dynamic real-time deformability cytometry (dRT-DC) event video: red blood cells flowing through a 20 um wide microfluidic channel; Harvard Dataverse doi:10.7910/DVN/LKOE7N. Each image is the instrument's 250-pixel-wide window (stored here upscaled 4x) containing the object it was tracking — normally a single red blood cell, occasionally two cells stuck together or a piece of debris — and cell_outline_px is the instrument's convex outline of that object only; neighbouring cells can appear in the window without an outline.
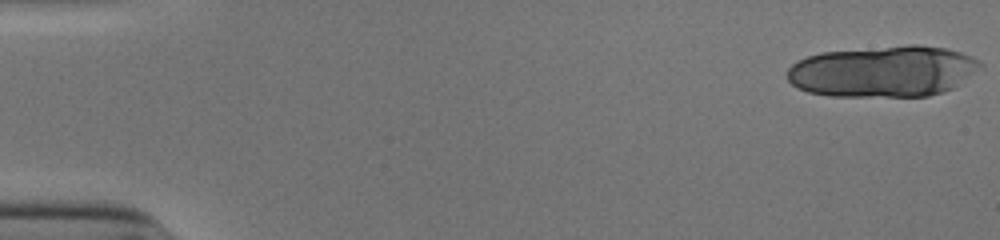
{"species": "human", "species_latin": "Homo sapiens", "temperature_condition": "cold", "stored_images_in_passage": 18, "camera_frame_rate_fps": 3000, "um_per_image_px": 0.085, "donor": {"sex": "male"}, "frame": {"image": 1, "passage_image": 1, "time_ms": 0.0, "image_size_px": [1000, 240], "cell_outline_px": [[984, 64], [952, 88], [944, 92], [928, 96], [832, 96], [808, 92], [796, 88], [788, 80], [788, 68], [796, 60], [820, 52], [908, 44], [916, 44], [948, 48], [972, 56], [980, 60]], "centroid_in_image_um": [75.05, 6.05], "position_along_channel_um": 10.0, "area_um2": 57.92}}